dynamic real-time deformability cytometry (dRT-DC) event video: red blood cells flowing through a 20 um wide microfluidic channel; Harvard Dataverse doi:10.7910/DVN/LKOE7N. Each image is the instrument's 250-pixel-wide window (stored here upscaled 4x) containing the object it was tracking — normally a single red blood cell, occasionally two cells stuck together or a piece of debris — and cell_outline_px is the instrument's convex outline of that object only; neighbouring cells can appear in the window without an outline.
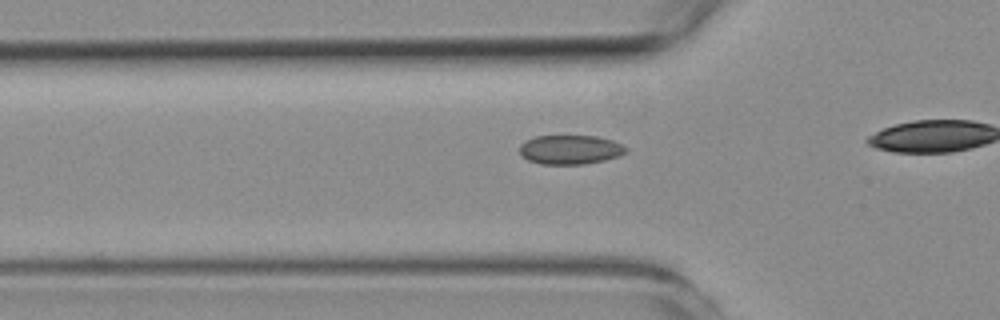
{"species": "common noctule bat (a hibernating species)", "species_latin": "Nyctalus noctula", "temperature_condition": "room temperature", "stored_images_in_passage": 28, "camera_frame_rate_fps": 3000, "um_per_image_px": 0.085, "animal": {"sex": "female", "body_mass_g": 19.3, "forearm_length_mm": 54.1}, "frame": {"image": 1, "passage_image": 3, "time_ms": 0.667, "image_size_px": [1000, 320], "cell_outline_px": [[628, 152], [604, 160], [584, 164], [540, 164], [528, 160], [520, 156], [520, 144], [524, 140], [536, 136], [596, 136], [612, 140], [628, 148]], "centroid_in_image_um": [48.43, 12.72], "position_along_channel_um": 77.4, "area_um2": 18.15}}
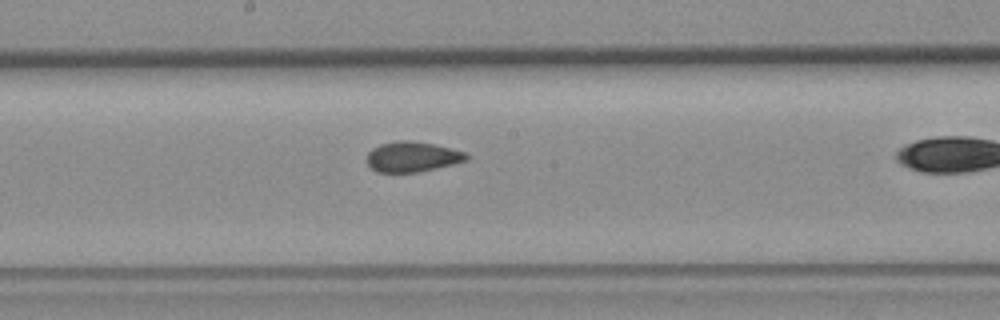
{"frame": {"image": 2, "passage_image": 14, "time_ms": 4.333, "image_size_px": [1000, 320], "cell_outline_px": [[468, 160], [420, 172], [376, 172], [364, 160], [368, 152], [372, 148], [380, 144], [396, 140], [408, 140], [432, 144], [464, 152], [468, 156]], "centroid_in_image_um": [34.97, 13.33], "position_along_channel_um": 213.2, "area_um2": 17.51}}
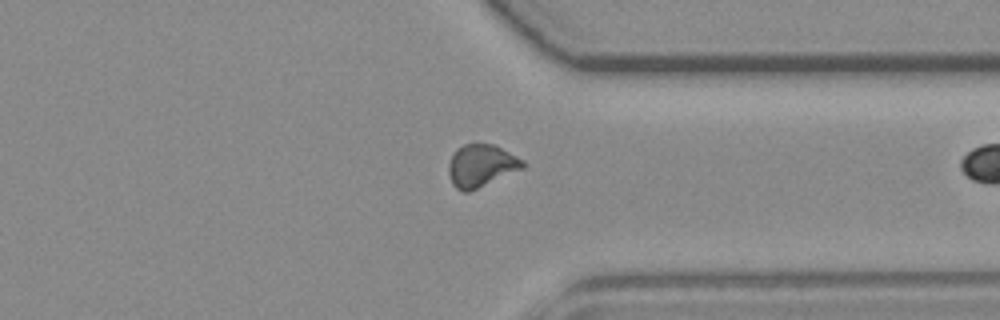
{"frame": {"image": 3, "passage_image": 27, "time_ms": 8.667, "image_size_px": [1000, 320], "cell_outline_px": [[524, 168], [468, 192], [464, 192], [456, 188], [452, 184], [448, 172], [448, 164], [456, 148], [464, 144], [492, 144], [524, 160]], "centroid_in_image_um": [40.87, 14.09], "position_along_channel_um": 370.5, "area_um2": 18.15}}